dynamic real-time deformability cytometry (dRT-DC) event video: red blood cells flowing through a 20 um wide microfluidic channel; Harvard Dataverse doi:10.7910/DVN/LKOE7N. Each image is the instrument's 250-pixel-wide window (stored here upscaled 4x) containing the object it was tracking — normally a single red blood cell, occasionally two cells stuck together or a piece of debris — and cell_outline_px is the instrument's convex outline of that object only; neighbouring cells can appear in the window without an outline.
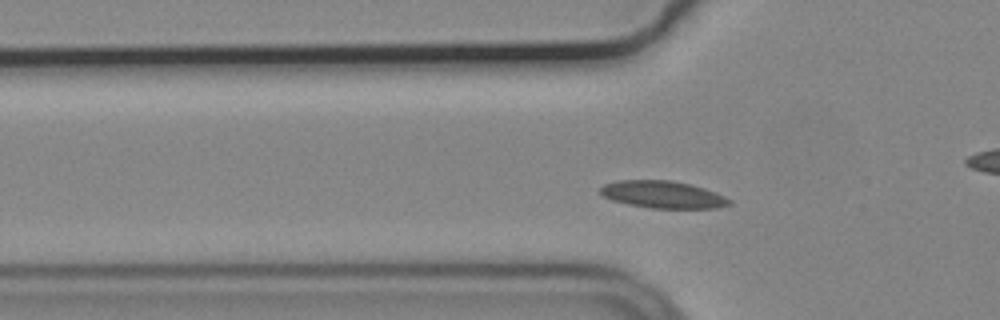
{"species": "common noctule bat (a hibernating species)", "species_latin": "Nyctalus noctula", "temperature_condition": "cold", "stored_images_in_passage": 41, "camera_frame_rate_fps": 3000, "um_per_image_px": 0.085, "animal": {"sex": "male", "body_mass_g": 19.2, "forearm_length_mm": 51.8}, "frame": {"image": 1, "passage_image": 2, "time_ms": 0.333, "image_size_px": [1000, 320], "cell_outline_px": [[732, 204], [716, 208], [652, 208], [628, 204], [612, 200], [604, 196], [600, 192], [600, 188], [604, 184], [616, 180], [672, 180], [692, 184], [704, 188], [724, 196], [732, 200]], "centroid_in_image_um": [56.35, 16.53], "position_along_channel_um": 69.4, "area_um2": 20.52}}
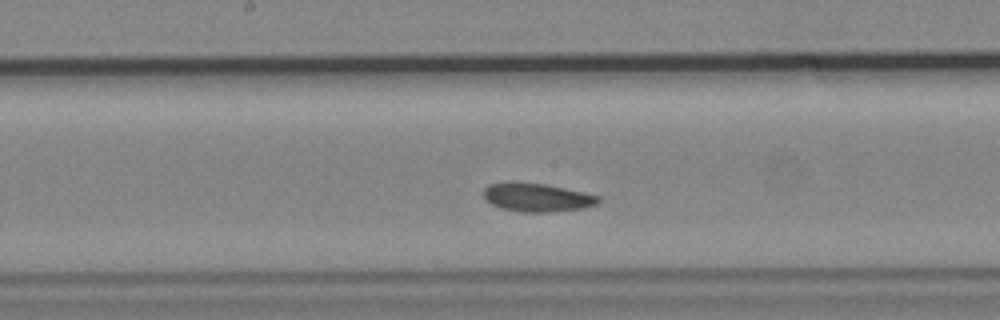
{"frame": {"image": 2, "passage_image": 13, "time_ms": 4.0, "image_size_px": [1000, 320], "cell_outline_px": [[600, 200], [596, 204], [584, 208], [552, 212], [520, 212], [500, 208], [484, 200], [484, 188], [488, 184], [512, 180], [544, 184], [584, 192], [600, 196]], "centroid_in_image_um": [45.59, 16.76], "position_along_channel_um": 202.6, "area_um2": 19.42}}
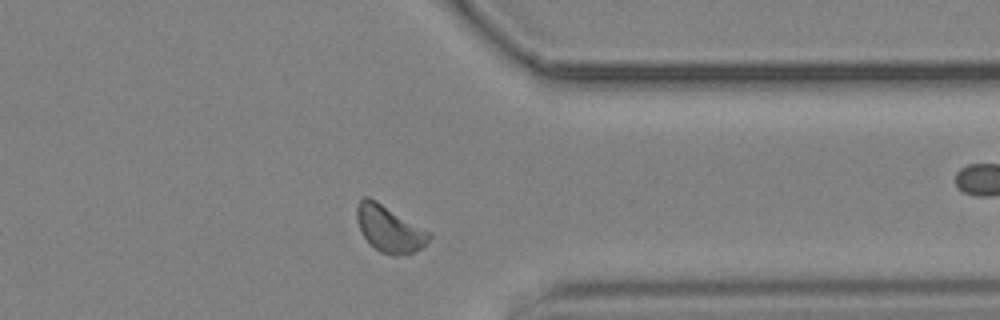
{"frame": {"image": 3, "passage_image": 28, "time_ms": 9.0, "image_size_px": [1000, 320], "cell_outline_px": [[432, 236], [420, 248], [412, 252], [396, 256], [392, 256], [380, 252], [360, 232], [356, 220], [356, 204], [364, 196], [368, 196], [376, 200], [432, 232]], "centroid_in_image_um": [33.08, 19.42], "position_along_channel_um": 378.3, "area_um2": 19.65}, "authors_computed_cell_mechanics": {"area_um2": 19.0162, "velocity_mm_per_s": 3.6448, "shape_relaxation_time_tau1_ms": null, "shape_relaxation_time_tau2_ms": 6.6234, "deformation_change_tau1": null, "deformation_change_tau2": 0.0886}}